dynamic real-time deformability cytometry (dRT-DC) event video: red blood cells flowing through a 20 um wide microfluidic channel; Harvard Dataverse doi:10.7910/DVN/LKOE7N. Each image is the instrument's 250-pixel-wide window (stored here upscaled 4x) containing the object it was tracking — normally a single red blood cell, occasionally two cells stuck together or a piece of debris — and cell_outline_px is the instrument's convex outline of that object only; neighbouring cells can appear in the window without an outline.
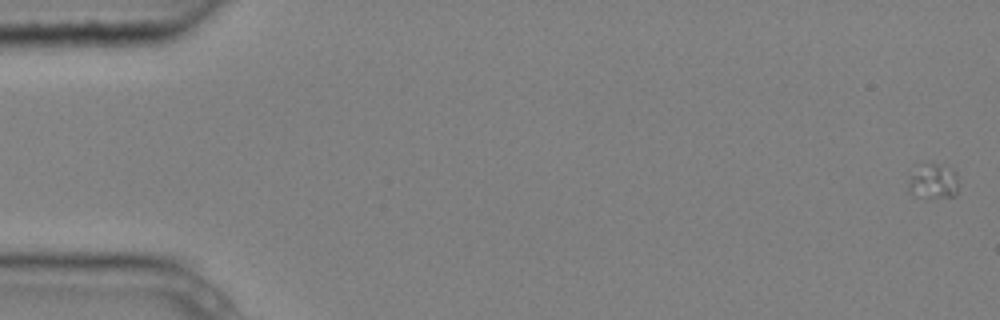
{"species": "common noctule bat (a hibernating species)", "species_latin": "Nyctalus noctula", "temperature_condition": "cold", "stored_images_in_passage": 13, "camera_frame_rate_fps": 3000, "um_per_image_px": 0.085, "animal": {"sex": "male", "body_mass_g": 20.4}, "frame": {"image": 1, "passage_image": 1, "time_ms": 0.0, "image_size_px": [1000, 320], "cell_outline_px": [[956, 196], [916, 196], [908, 192], [908, 176], [920, 164], [932, 160], [952, 168], [956, 172]], "centroid_in_image_um": [79.27, 15.33], "position_along_channel_um": 5.7, "area_um2": 10.46}}